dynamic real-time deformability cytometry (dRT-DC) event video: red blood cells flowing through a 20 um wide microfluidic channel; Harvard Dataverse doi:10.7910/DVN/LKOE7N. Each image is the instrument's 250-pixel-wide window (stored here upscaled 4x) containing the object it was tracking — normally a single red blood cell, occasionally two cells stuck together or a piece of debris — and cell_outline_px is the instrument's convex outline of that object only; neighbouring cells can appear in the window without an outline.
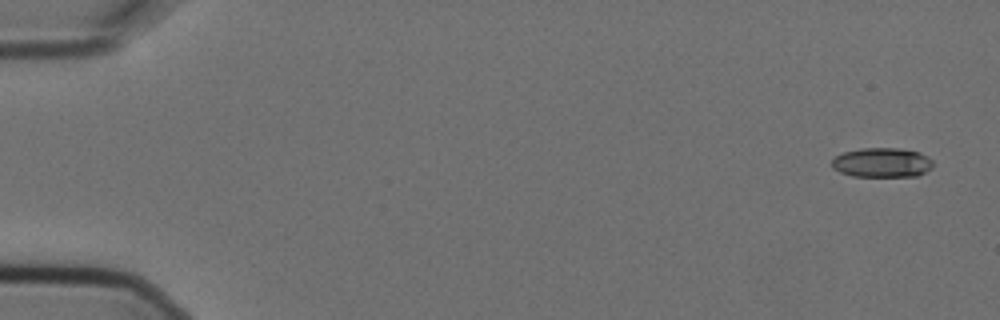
{"species": "Egyptian fruit bat (a non-hibernating species)", "species_latin": "Rousettus aegyptiacus", "temperature_condition": "cold", "stored_images_in_passage": 4, "camera_frame_rate_fps": 3000, "um_per_image_px": 0.085, "animal": {"sex": "female"}, "frame": {"image": 1, "passage_image": 1, "time_ms": 0.0, "image_size_px": [1000, 320], "cell_outline_px": [[932, 168], [916, 176], [852, 176], [840, 172], [832, 168], [832, 160], [836, 156], [844, 152], [860, 148], [900, 148], [920, 152], [928, 156], [932, 160]], "centroid_in_image_um": [74.97, 13.81], "position_along_channel_um": 10.0, "area_um2": 17.46}}
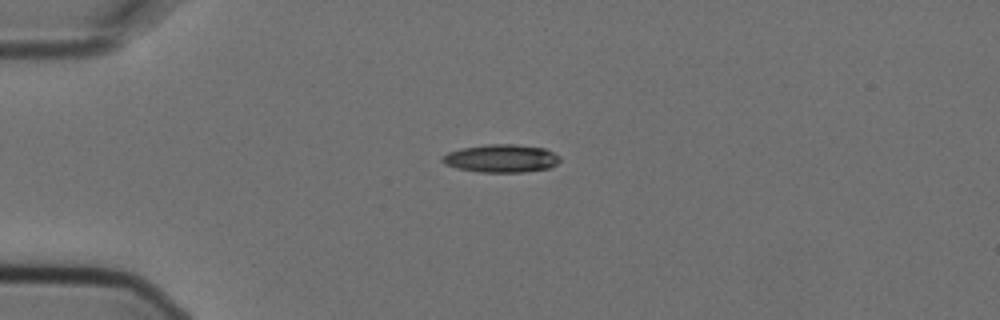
{"frame": {"image": 2, "passage_image": 4, "time_ms": 1.0, "image_size_px": [1000, 320], "cell_outline_px": [[560, 160], [556, 164], [548, 168], [524, 172], [480, 172], [456, 168], [444, 164], [440, 160], [448, 152], [460, 148], [488, 144], [512, 144], [544, 148], [560, 156]], "centroid_in_image_um": [42.58, 13.46], "position_along_channel_um": 42.4, "area_um2": 19.13}}